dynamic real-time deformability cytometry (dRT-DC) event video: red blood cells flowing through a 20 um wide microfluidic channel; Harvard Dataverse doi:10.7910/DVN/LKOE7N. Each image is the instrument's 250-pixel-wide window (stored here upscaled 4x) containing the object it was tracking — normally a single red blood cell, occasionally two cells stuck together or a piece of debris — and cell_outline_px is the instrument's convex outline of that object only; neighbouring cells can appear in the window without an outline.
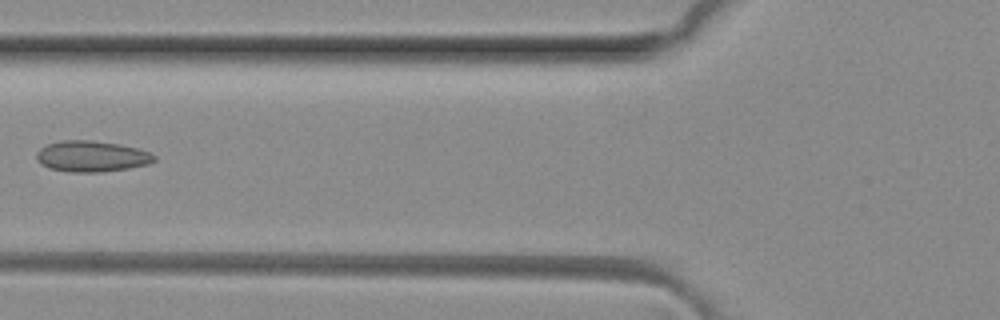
{"species": "common noctule bat (a hibernating species)", "species_latin": "Nyctalus noctula", "temperature_condition": "room temperature", "stored_images_in_passage": 6, "camera_frame_rate_fps": 3000, "um_per_image_px": 0.085, "animal": {"sex": "female", "body_mass_g": 29.2, "forearm_length_mm": 56.3}, "frame": {"image": 1, "passage_image": 6, "time_ms": 1.667, "image_size_px": [1000, 320], "cell_outline_px": [[156, 160], [148, 164], [128, 168], [104, 172], [68, 172], [48, 168], [40, 164], [36, 160], [36, 152], [44, 144], [60, 140], [92, 140], [120, 144], [136, 148], [148, 152], [156, 156]], "centroid_in_image_um": [7.73, 13.28], "position_along_channel_um": 118.1, "area_um2": 21.56}}